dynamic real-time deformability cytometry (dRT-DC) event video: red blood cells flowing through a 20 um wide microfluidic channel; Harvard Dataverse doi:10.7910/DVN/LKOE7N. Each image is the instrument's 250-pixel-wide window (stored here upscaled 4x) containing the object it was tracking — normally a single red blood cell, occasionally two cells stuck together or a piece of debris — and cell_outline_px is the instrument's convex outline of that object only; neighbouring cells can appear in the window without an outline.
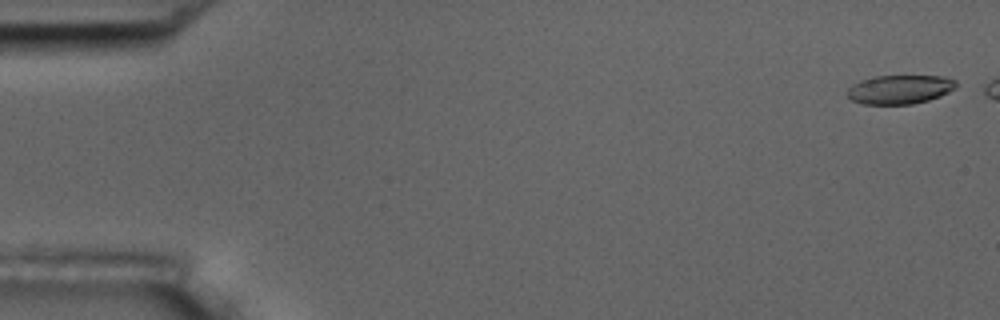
{"species": "common noctule bat (a hibernating species)", "species_latin": "Nyctalus noctula", "temperature_condition": "room temperature", "stored_images_in_passage": 4, "camera_frame_rate_fps": 3000, "um_per_image_px": 0.085, "animal": {"sex": "male", "body_mass_g": 17.5, "forearm_length_mm": 52.3}, "frame": {"image": 1, "passage_image": 1, "time_ms": 0.0, "image_size_px": [1000, 320], "cell_outline_px": [[956, 88], [940, 96], [928, 100], [912, 104], [864, 104], [852, 100], [848, 96], [848, 88], [852, 84], [860, 80], [876, 76], [944, 76], [956, 80]], "centroid_in_image_um": [76.49, 7.59], "position_along_channel_um": 8.5, "area_um2": 18.32}}